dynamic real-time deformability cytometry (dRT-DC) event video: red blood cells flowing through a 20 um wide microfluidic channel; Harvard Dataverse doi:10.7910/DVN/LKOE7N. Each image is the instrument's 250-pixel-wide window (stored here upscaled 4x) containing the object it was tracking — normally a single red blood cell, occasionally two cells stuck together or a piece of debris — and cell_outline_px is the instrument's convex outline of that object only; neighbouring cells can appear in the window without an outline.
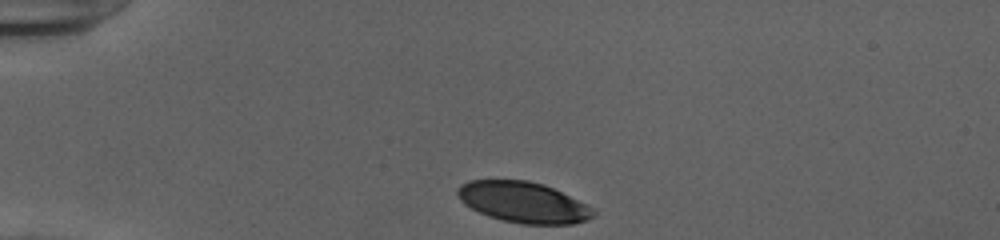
{"species": "human", "species_latin": "Homo sapiens", "temperature_condition": "cold", "stored_images_in_passage": 32, "camera_frame_rate_fps": 3000, "um_per_image_px": 0.085, "donor": {"sex": "female"}, "frame": {"image": 1, "passage_image": 1, "time_ms": 0.0, "image_size_px": [1000, 240], "cell_outline_px": [[596, 216], [588, 220], [572, 224], [520, 224], [488, 216], [464, 204], [460, 200], [456, 192], [456, 188], [460, 184], [468, 180], [528, 180], [544, 184], [588, 204], [596, 212]], "centroid_in_image_um": [44.5, 17.19], "position_along_channel_um": 40.5, "area_um2": 32.54}}
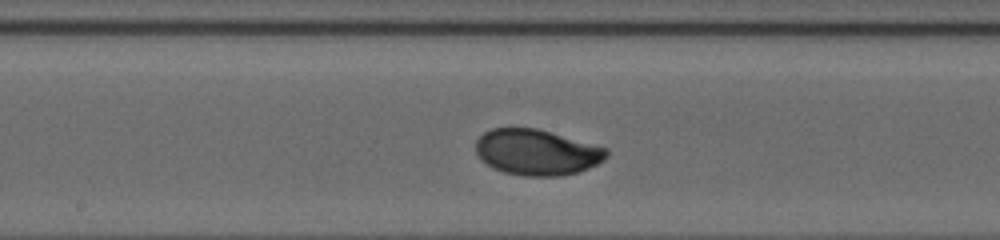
{"frame": {"image": 2, "passage_image": 17, "time_ms": 5.333, "image_size_px": [1000, 240], "cell_outline_px": [[608, 156], [604, 160], [580, 172], [560, 176], [524, 176], [504, 172], [492, 168], [480, 160], [476, 152], [476, 140], [484, 132], [492, 128], [536, 128], [608, 148]], "centroid_in_image_um": [45.61, 12.95], "position_along_channel_um": 202.6, "area_um2": 35.03}}
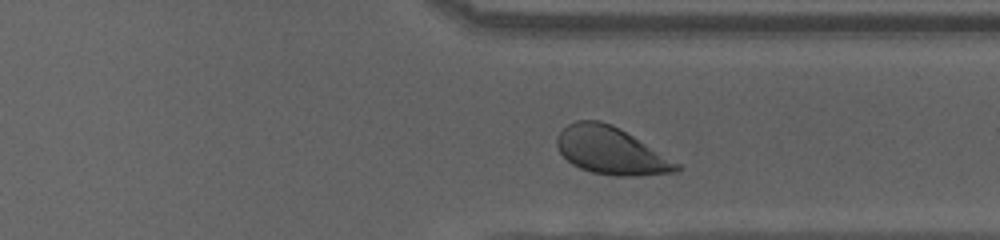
{"frame": {"image": 3, "passage_image": 29, "time_ms": 9.333, "image_size_px": [1000, 240], "cell_outline_px": [[684, 168], [680, 172], [640, 176], [616, 176], [592, 172], [580, 168], [572, 164], [560, 152], [556, 144], [556, 136], [568, 124], [576, 120], [600, 120], [620, 128], [680, 164]], "centroid_in_image_um": [51.96, 12.82], "position_along_channel_um": 359.4, "area_um2": 33.06}, "authors_computed_cell_mechanics": {"area_um2": 34.5066, "velocity_mm_per_s": 3.9152, "shape_relaxation_time_tau1_ms": 2.3371, "shape_relaxation_time_tau2_ms": null, "deformation_change_tau1": 0.1466, "deformation_change_tau2": null}}